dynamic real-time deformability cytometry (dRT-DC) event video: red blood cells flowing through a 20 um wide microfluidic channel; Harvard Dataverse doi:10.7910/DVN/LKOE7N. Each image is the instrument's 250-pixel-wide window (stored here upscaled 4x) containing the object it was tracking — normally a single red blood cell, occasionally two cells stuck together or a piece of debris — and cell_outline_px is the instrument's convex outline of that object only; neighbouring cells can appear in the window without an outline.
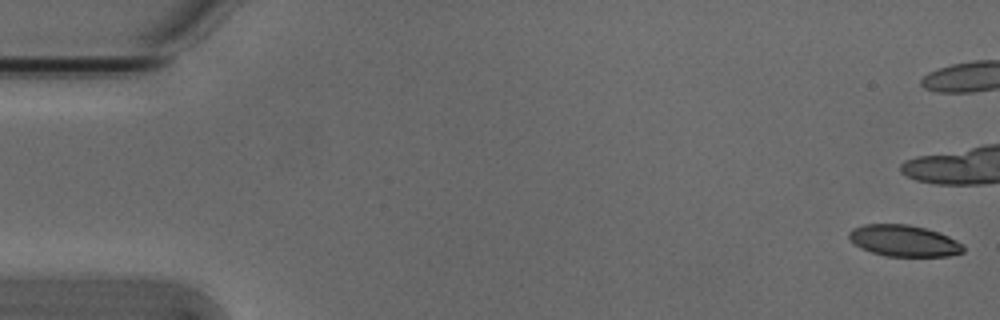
{"species": "Egyptian fruit bat (a non-hibernating species)", "species_latin": "Rousettus aegyptiacus", "temperature_condition": "cold", "stored_images_in_passage": 7, "camera_frame_rate_fps": 3000, "um_per_image_px": 0.085, "animal": {"sex": "male"}, "frame": {"image": 1, "passage_image": 1, "time_ms": 0.0, "image_size_px": [1000, 320], "cell_outline_px": [[964, 252], [948, 256], [884, 256], [860, 248], [852, 244], [848, 236], [848, 232], [852, 228], [864, 224], [908, 224], [940, 232], [964, 244]], "centroid_in_image_um": [76.81, 20.46], "position_along_channel_um": 8.2, "area_um2": 21.15}}